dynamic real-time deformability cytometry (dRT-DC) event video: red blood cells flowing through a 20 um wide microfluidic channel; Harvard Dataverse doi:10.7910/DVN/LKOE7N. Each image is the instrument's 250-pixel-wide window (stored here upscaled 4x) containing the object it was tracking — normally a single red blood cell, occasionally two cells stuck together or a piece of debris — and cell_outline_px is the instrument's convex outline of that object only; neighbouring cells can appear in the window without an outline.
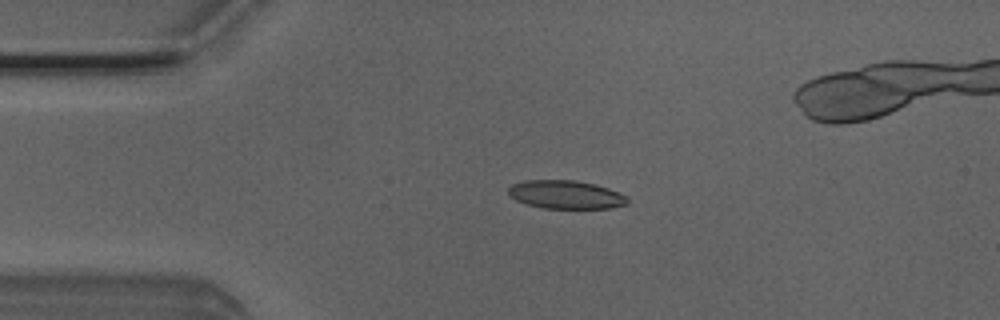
{"species": "Egyptian fruit bat (a non-hibernating species)", "species_latin": "Rousettus aegyptiacus", "temperature_condition": "room temperature", "stored_images_in_passage": 51, "camera_frame_rate_fps": 3000, "um_per_image_px": 0.085, "animal": {"sex": "male"}, "frame": {"image": 1, "passage_image": 11, "time_ms": 3.333, "image_size_px": [1000, 320], "cell_outline_px": [[628, 204], [612, 208], [544, 208], [528, 204], [516, 200], [508, 196], [508, 188], [512, 184], [524, 180], [572, 180], [596, 184], [608, 188], [628, 196]], "centroid_in_image_um": [48.1, 16.54], "position_along_channel_um": 36.9, "area_um2": 19.77}}
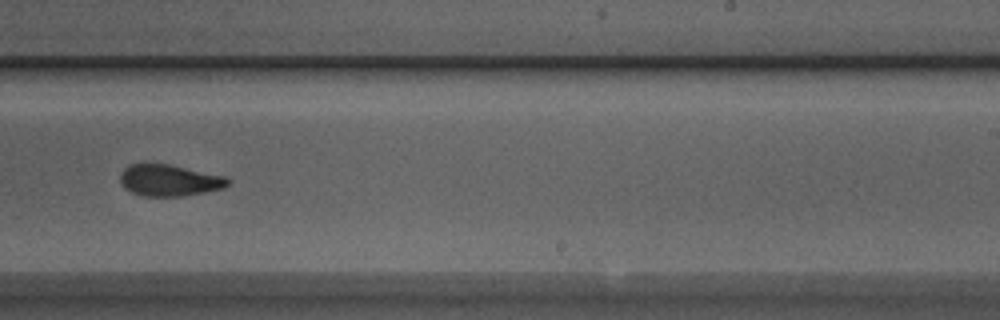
{"frame": {"image": 2, "passage_image": 31, "time_ms": 10.0, "image_size_px": [1000, 320], "cell_outline_px": [[232, 180], [224, 188], [184, 196], [144, 196], [132, 192], [124, 188], [120, 180], [120, 172], [128, 164], [144, 160], [168, 164], [224, 176]], "centroid_in_image_um": [14.32, 15.29], "position_along_channel_um": 274.7, "area_um2": 20.29}}
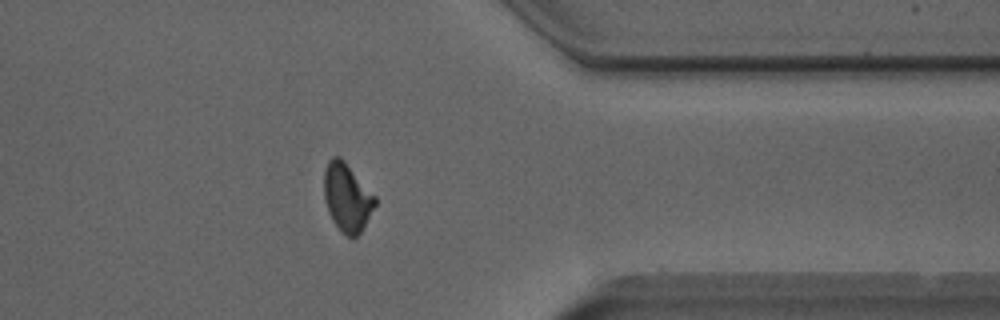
{"frame": {"image": 3, "passage_image": 40, "time_ms": 13.0, "image_size_px": [1000, 320], "cell_outline_px": [[376, 204], [360, 232], [352, 240], [340, 232], [332, 220], [328, 212], [324, 200], [324, 172], [328, 160], [332, 156], [340, 156], [344, 160], [376, 196]], "centroid_in_image_um": [29.48, 16.79], "position_along_channel_um": 381.9, "area_um2": 20.46}, "authors_computed_cell_mechanics": {"area_um2": 20.1144, "velocity_mm_per_s": 4.0241, "shape_relaxation_time_tau1_ms": 5.1486, "shape_relaxation_time_tau2_ms": 1.9241, "deformation_change_tau1": 0.1452, "deformation_change_tau2": 0.0904}}